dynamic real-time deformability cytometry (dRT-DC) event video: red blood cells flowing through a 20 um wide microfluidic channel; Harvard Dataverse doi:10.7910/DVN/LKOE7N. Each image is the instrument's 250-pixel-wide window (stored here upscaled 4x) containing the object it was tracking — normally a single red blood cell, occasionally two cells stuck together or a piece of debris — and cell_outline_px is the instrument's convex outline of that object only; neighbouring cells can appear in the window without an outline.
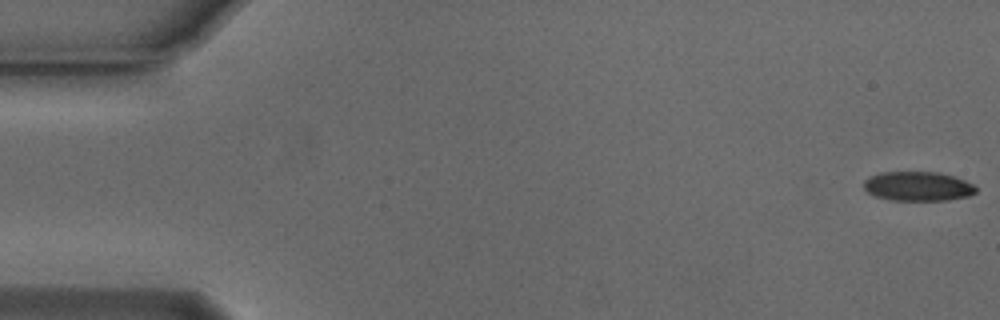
{"species": "Egyptian fruit bat (a non-hibernating species)", "species_latin": "Rousettus aegyptiacus", "temperature_condition": "cold", "stored_images_in_passage": 54, "camera_frame_rate_fps": 3000, "um_per_image_px": 0.085, "animal": {"sex": "male"}, "frame": {"image": 1, "passage_image": 1, "time_ms": 0.0, "image_size_px": [1000, 320], "cell_outline_px": [[976, 192], [968, 196], [948, 200], [892, 200], [876, 196], [868, 192], [864, 188], [864, 180], [868, 176], [880, 172], [940, 172], [964, 180], [972, 184], [976, 188]], "centroid_in_image_um": [78.0, 15.82], "position_along_channel_um": 7.0, "area_um2": 19.13}}
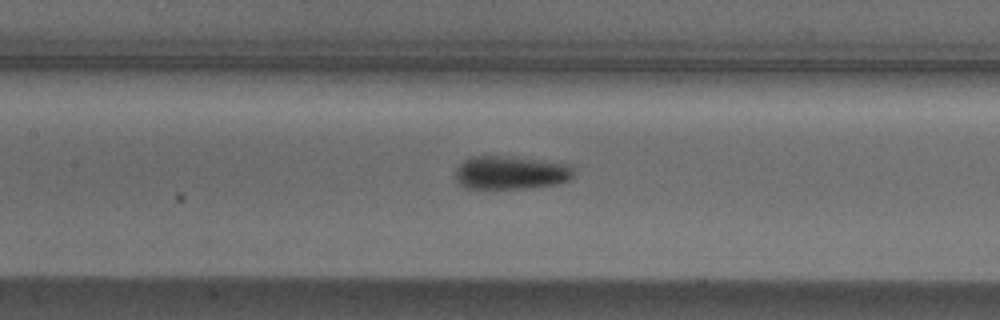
{"frame": {"image": 2, "passage_image": 25, "time_ms": 8.0, "image_size_px": [1000, 320], "cell_outline_px": [[572, 176], [568, 180], [556, 184], [528, 188], [464, 188], [456, 180], [456, 168], [464, 160], [472, 156], [496, 156], [568, 164], [572, 168]], "centroid_in_image_um": [43.35, 14.69], "position_along_channel_um": 164.1, "area_um2": 22.43}}
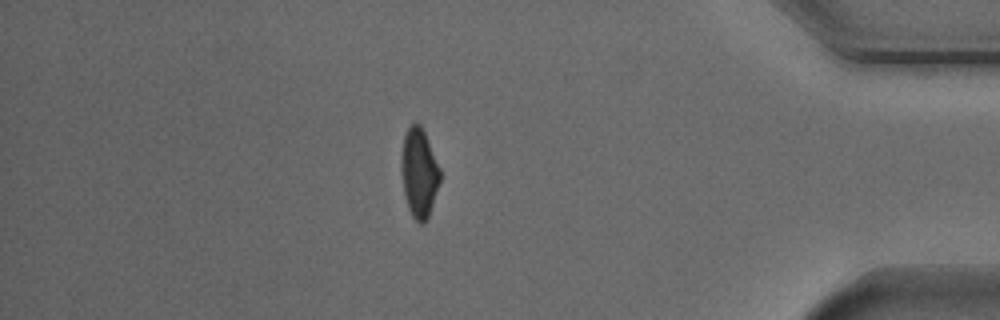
{"frame": {"image": 3, "passage_image": 47, "time_ms": 15.333, "image_size_px": [1000, 320], "cell_outline_px": [[440, 180], [428, 216], [420, 224], [412, 216], [408, 208], [404, 192], [400, 168], [400, 160], [404, 136], [408, 128], [416, 120], [420, 124], [424, 132], [440, 168]], "centroid_in_image_um": [35.6, 14.65], "position_along_channel_um": 399.6, "area_um2": 19.88}, "authors_computed_cell_mechanics": {"area_um2": 21.2704, "velocity_mm_per_s": 3.7695, "shape_relaxation_time_tau1_ms": 3.5182, "shape_relaxation_time_tau2_ms": null, "deformation_change_tau1": 0.124, "deformation_change_tau2": null}}